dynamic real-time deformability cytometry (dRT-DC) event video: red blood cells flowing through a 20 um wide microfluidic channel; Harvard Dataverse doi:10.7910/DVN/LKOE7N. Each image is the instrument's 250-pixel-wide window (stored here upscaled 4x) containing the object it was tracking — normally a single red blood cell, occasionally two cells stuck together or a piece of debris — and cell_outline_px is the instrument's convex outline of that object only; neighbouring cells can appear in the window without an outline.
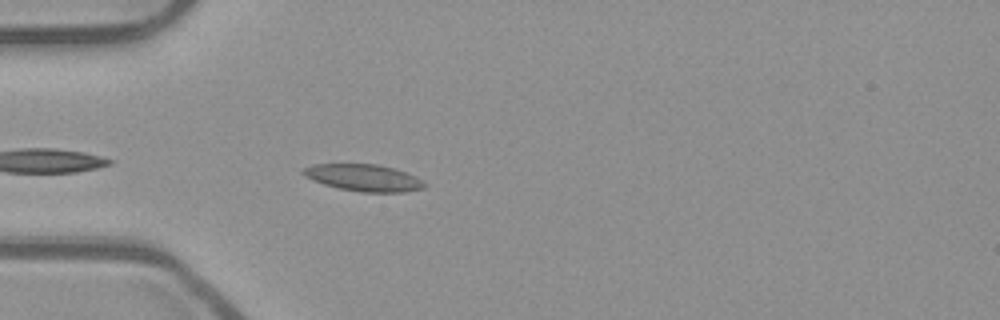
{"species": "common noctule bat (a hibernating species)", "species_latin": "Nyctalus noctula", "temperature_condition": "room temperature", "stored_images_in_passage": 16, "camera_frame_rate_fps": 3000, "um_per_image_px": 0.085, "animal": {"sex": "male", "body_mass_g": 23.1, "forearm_length_mm": 52.7}, "frame": {"image": 1, "passage_image": 3, "time_ms": 0.667, "image_size_px": [1000, 320], "cell_outline_px": [[428, 184], [424, 188], [404, 192], [360, 192], [340, 188], [324, 184], [312, 180], [304, 176], [300, 172], [304, 168], [312, 164], [376, 164], [392, 168], [416, 176]], "centroid_in_image_um": [30.91, 15.11], "position_along_channel_um": 54.1, "area_um2": 18.96}}
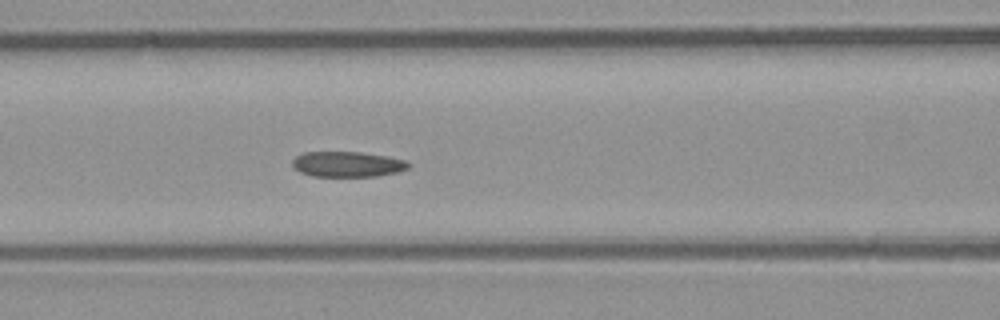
{"frame": {"image": 2, "passage_image": 10, "time_ms": 3.0, "image_size_px": [1000, 320], "cell_outline_px": [[412, 164], [408, 168], [396, 172], [376, 176], [312, 176], [300, 172], [292, 164], [292, 160], [296, 156], [304, 152], [360, 152], [388, 156], [404, 160]], "centroid_in_image_um": [29.53, 13.95], "position_along_channel_um": 137.1, "area_um2": 17.11}}
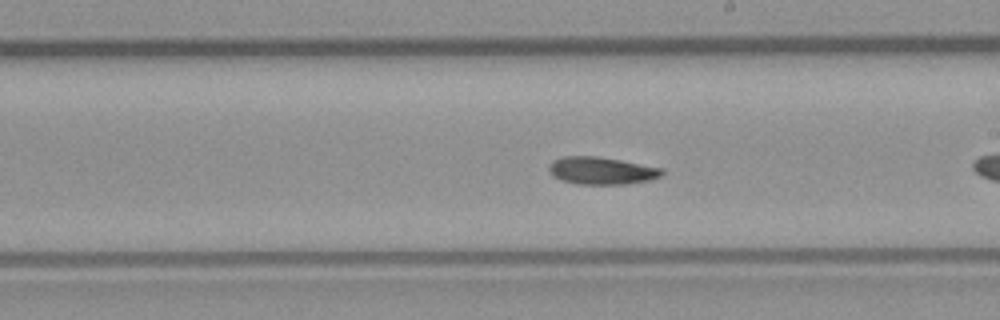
{"frame": {"image": 3, "passage_image": 15, "time_ms": 4.667, "image_size_px": [1000, 320], "cell_outline_px": [[664, 172], [660, 176], [648, 180], [624, 184], [576, 184], [560, 180], [552, 176], [548, 168], [552, 160], [564, 156], [596, 156], [620, 160], [664, 168]], "centroid_in_image_um": [51.1, 14.5], "position_along_channel_um": 237.9, "area_um2": 18.09}}